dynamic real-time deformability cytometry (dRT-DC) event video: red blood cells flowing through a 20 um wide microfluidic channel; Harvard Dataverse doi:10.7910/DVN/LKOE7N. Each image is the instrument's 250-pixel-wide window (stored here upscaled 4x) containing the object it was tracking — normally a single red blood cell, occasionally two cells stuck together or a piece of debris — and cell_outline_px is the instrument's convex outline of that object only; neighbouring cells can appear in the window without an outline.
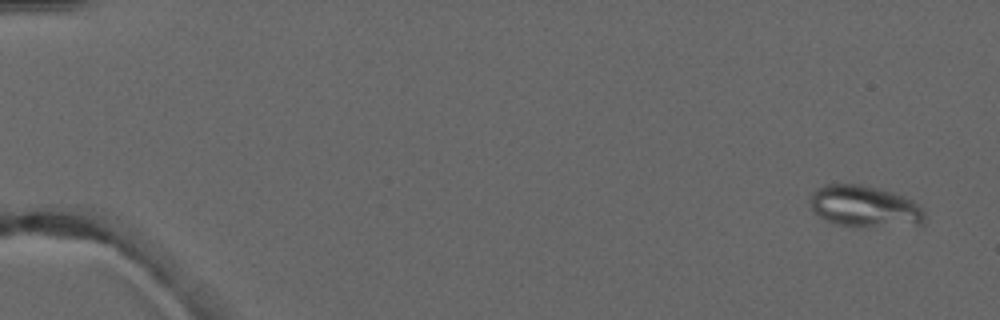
{"species": "common noctule bat (a hibernating species)", "species_latin": "Nyctalus noctula", "temperature_condition": "warm", "stored_images_in_passage": 5, "camera_frame_rate_fps": 3000, "um_per_image_px": 0.085, "animal": {"sex": "male", "forearm_length_mm": 52.5}, "frame": {"image": 1, "passage_image": 1, "time_ms": 0.0, "image_size_px": [1000, 320], "cell_outline_px": [[924, 220], [920, 224], [868, 228], [856, 228], [836, 224], [812, 212], [808, 200], [812, 192], [816, 188], [824, 184], [860, 184], [892, 192], [904, 196], [912, 200], [924, 208]], "centroid_in_image_um": [73.46, 17.56], "position_along_channel_um": 11.5, "area_um2": 28.32}}